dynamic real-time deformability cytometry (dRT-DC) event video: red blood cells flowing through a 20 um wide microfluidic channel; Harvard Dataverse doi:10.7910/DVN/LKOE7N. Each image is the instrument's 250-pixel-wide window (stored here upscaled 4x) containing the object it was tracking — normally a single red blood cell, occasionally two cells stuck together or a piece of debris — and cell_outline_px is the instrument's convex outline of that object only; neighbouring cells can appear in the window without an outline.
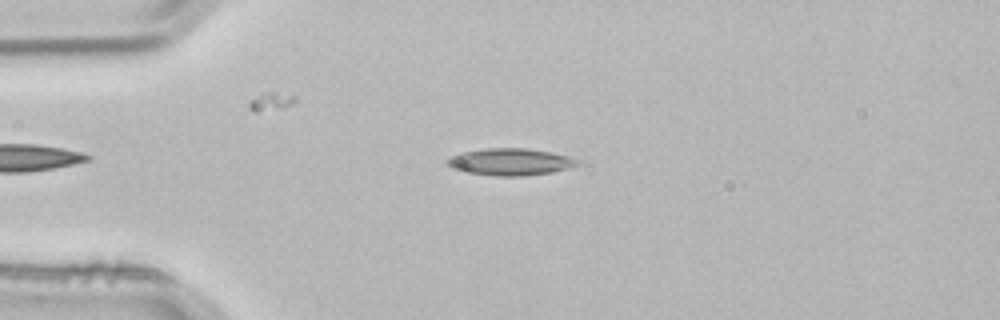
{"species": "common noctule bat (a hibernating species)", "species_latin": "Nyctalus noctula", "temperature_condition": "room temperature", "stored_images_in_passage": 3, "camera_frame_rate_fps": 3000, "um_per_image_px": 0.085, "animal": {"sex": "male", "body_mass_g": 21.5, "forearm_length_mm": 52.0}, "frame": {"image": 1, "passage_image": 3, "time_ms": 0.667, "image_size_px": [1000, 320], "cell_outline_px": [[584, 164], [572, 168], [552, 172], [524, 176], [496, 176], [468, 172], [452, 168], [444, 160], [460, 152], [484, 148], [528, 148], [568, 156], [580, 160]], "centroid_in_image_um": [43.43, 13.76], "position_along_channel_um": 41.6, "area_um2": 20.69}}